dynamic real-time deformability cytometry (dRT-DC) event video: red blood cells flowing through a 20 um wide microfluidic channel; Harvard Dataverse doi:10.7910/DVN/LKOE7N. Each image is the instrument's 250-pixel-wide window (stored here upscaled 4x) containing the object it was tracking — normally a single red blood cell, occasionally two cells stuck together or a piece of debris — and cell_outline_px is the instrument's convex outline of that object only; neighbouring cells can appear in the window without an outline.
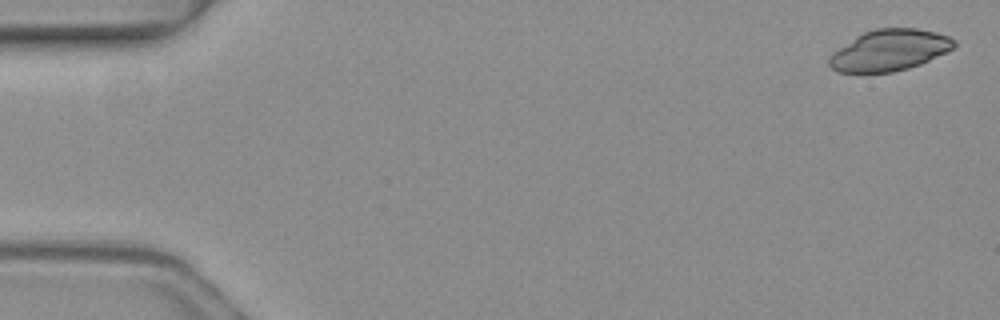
{"species": "common noctule bat (a hibernating species)", "species_latin": "Nyctalus noctula", "temperature_condition": "warm", "stored_images_in_passage": 5, "camera_frame_rate_fps": 3000, "um_per_image_px": 0.085, "animal": {"sex": "female", "body_mass_g": 19.3, "forearm_length_mm": 54.1}, "frame": {"image": 1, "passage_image": 1, "time_ms": 0.0, "image_size_px": [1000, 320], "cell_outline_px": [[956, 44], [952, 48], [920, 64], [908, 68], [892, 72], [840, 72], [832, 68], [828, 64], [828, 56], [832, 52], [856, 36], [864, 32], [876, 28], [916, 28], [936, 32], [948, 36], [956, 40]], "centroid_in_image_um": [75.57, 4.26], "position_along_channel_um": 9.4, "area_um2": 29.77}}